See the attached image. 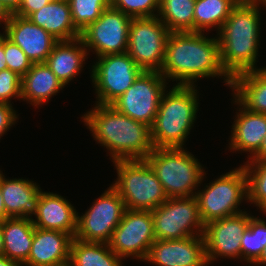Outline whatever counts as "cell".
Here are the masks:
<instances>
[{
	"mask_svg": "<svg viewBox=\"0 0 266 266\" xmlns=\"http://www.w3.org/2000/svg\"><path fill=\"white\" fill-rule=\"evenodd\" d=\"M160 73L182 86H194L196 79L216 76H224L228 86L232 83L220 60L218 38H206L199 32L170 33Z\"/></svg>",
	"mask_w": 266,
	"mask_h": 266,
	"instance_id": "6da1fadb",
	"label": "cell"
},
{
	"mask_svg": "<svg viewBox=\"0 0 266 266\" xmlns=\"http://www.w3.org/2000/svg\"><path fill=\"white\" fill-rule=\"evenodd\" d=\"M83 116L94 140L110 151L113 161L145 160L154 149L150 127L119 113L111 105L96 104Z\"/></svg>",
	"mask_w": 266,
	"mask_h": 266,
	"instance_id": "7a4b0ae2",
	"label": "cell"
},
{
	"mask_svg": "<svg viewBox=\"0 0 266 266\" xmlns=\"http://www.w3.org/2000/svg\"><path fill=\"white\" fill-rule=\"evenodd\" d=\"M259 4H237L219 30L223 69L233 78L256 70L260 35Z\"/></svg>",
	"mask_w": 266,
	"mask_h": 266,
	"instance_id": "3957f363",
	"label": "cell"
},
{
	"mask_svg": "<svg viewBox=\"0 0 266 266\" xmlns=\"http://www.w3.org/2000/svg\"><path fill=\"white\" fill-rule=\"evenodd\" d=\"M195 87L176 85L167 94L163 93L150 127L154 148L183 147L198 111Z\"/></svg>",
	"mask_w": 266,
	"mask_h": 266,
	"instance_id": "277c9868",
	"label": "cell"
},
{
	"mask_svg": "<svg viewBox=\"0 0 266 266\" xmlns=\"http://www.w3.org/2000/svg\"><path fill=\"white\" fill-rule=\"evenodd\" d=\"M168 198L195 196L204 177L203 167L183 147L154 148L145 158Z\"/></svg>",
	"mask_w": 266,
	"mask_h": 266,
	"instance_id": "5b68a950",
	"label": "cell"
},
{
	"mask_svg": "<svg viewBox=\"0 0 266 266\" xmlns=\"http://www.w3.org/2000/svg\"><path fill=\"white\" fill-rule=\"evenodd\" d=\"M113 163L118 178L112 187L123 199L126 209L152 211L168 199L146 160H117Z\"/></svg>",
	"mask_w": 266,
	"mask_h": 266,
	"instance_id": "8992f818",
	"label": "cell"
},
{
	"mask_svg": "<svg viewBox=\"0 0 266 266\" xmlns=\"http://www.w3.org/2000/svg\"><path fill=\"white\" fill-rule=\"evenodd\" d=\"M205 187L195 194L204 225L242 212L238 206L248 198L247 174L243 166L221 175Z\"/></svg>",
	"mask_w": 266,
	"mask_h": 266,
	"instance_id": "52a82bcc",
	"label": "cell"
},
{
	"mask_svg": "<svg viewBox=\"0 0 266 266\" xmlns=\"http://www.w3.org/2000/svg\"><path fill=\"white\" fill-rule=\"evenodd\" d=\"M151 213L156 240H179L204 233L205 225L195 196L168 198Z\"/></svg>",
	"mask_w": 266,
	"mask_h": 266,
	"instance_id": "ba28073f",
	"label": "cell"
},
{
	"mask_svg": "<svg viewBox=\"0 0 266 266\" xmlns=\"http://www.w3.org/2000/svg\"><path fill=\"white\" fill-rule=\"evenodd\" d=\"M170 33L158 16L132 18L127 53L143 71L160 72Z\"/></svg>",
	"mask_w": 266,
	"mask_h": 266,
	"instance_id": "9c48e42d",
	"label": "cell"
},
{
	"mask_svg": "<svg viewBox=\"0 0 266 266\" xmlns=\"http://www.w3.org/2000/svg\"><path fill=\"white\" fill-rule=\"evenodd\" d=\"M92 68L91 79L99 105H111L143 72L127 52L99 56Z\"/></svg>",
	"mask_w": 266,
	"mask_h": 266,
	"instance_id": "30bf717a",
	"label": "cell"
},
{
	"mask_svg": "<svg viewBox=\"0 0 266 266\" xmlns=\"http://www.w3.org/2000/svg\"><path fill=\"white\" fill-rule=\"evenodd\" d=\"M165 81L160 72L143 71L111 106L119 113L151 127L166 91Z\"/></svg>",
	"mask_w": 266,
	"mask_h": 266,
	"instance_id": "8fae6325",
	"label": "cell"
},
{
	"mask_svg": "<svg viewBox=\"0 0 266 266\" xmlns=\"http://www.w3.org/2000/svg\"><path fill=\"white\" fill-rule=\"evenodd\" d=\"M126 210L118 192L110 186L83 214L77 215L76 239L108 243Z\"/></svg>",
	"mask_w": 266,
	"mask_h": 266,
	"instance_id": "7c38bea8",
	"label": "cell"
},
{
	"mask_svg": "<svg viewBox=\"0 0 266 266\" xmlns=\"http://www.w3.org/2000/svg\"><path fill=\"white\" fill-rule=\"evenodd\" d=\"M155 240L151 211L126 209L108 245L122 259L132 256L145 261Z\"/></svg>",
	"mask_w": 266,
	"mask_h": 266,
	"instance_id": "4fadbf2b",
	"label": "cell"
},
{
	"mask_svg": "<svg viewBox=\"0 0 266 266\" xmlns=\"http://www.w3.org/2000/svg\"><path fill=\"white\" fill-rule=\"evenodd\" d=\"M131 21L130 16L109 6L81 32L85 48L94 49L98 57L126 53Z\"/></svg>",
	"mask_w": 266,
	"mask_h": 266,
	"instance_id": "5bb4252c",
	"label": "cell"
},
{
	"mask_svg": "<svg viewBox=\"0 0 266 266\" xmlns=\"http://www.w3.org/2000/svg\"><path fill=\"white\" fill-rule=\"evenodd\" d=\"M252 216L245 211L205 225L203 237L207 263L218 256L241 258V239ZM240 256V257H239Z\"/></svg>",
	"mask_w": 266,
	"mask_h": 266,
	"instance_id": "9a60e30c",
	"label": "cell"
},
{
	"mask_svg": "<svg viewBox=\"0 0 266 266\" xmlns=\"http://www.w3.org/2000/svg\"><path fill=\"white\" fill-rule=\"evenodd\" d=\"M145 261L158 266H207L204 237L155 240Z\"/></svg>",
	"mask_w": 266,
	"mask_h": 266,
	"instance_id": "2e32d148",
	"label": "cell"
},
{
	"mask_svg": "<svg viewBox=\"0 0 266 266\" xmlns=\"http://www.w3.org/2000/svg\"><path fill=\"white\" fill-rule=\"evenodd\" d=\"M3 29L5 36L23 50L32 64L46 62L58 42L43 28L33 24L29 18L15 14H11Z\"/></svg>",
	"mask_w": 266,
	"mask_h": 266,
	"instance_id": "e0dca14e",
	"label": "cell"
},
{
	"mask_svg": "<svg viewBox=\"0 0 266 266\" xmlns=\"http://www.w3.org/2000/svg\"><path fill=\"white\" fill-rule=\"evenodd\" d=\"M73 236L58 230L35 227L25 266H63L69 264Z\"/></svg>",
	"mask_w": 266,
	"mask_h": 266,
	"instance_id": "ac0fdd59",
	"label": "cell"
},
{
	"mask_svg": "<svg viewBox=\"0 0 266 266\" xmlns=\"http://www.w3.org/2000/svg\"><path fill=\"white\" fill-rule=\"evenodd\" d=\"M77 215L71 203L62 196L40 191L35 215L37 219H32V222L37 228L67 232L75 237Z\"/></svg>",
	"mask_w": 266,
	"mask_h": 266,
	"instance_id": "d6986e66",
	"label": "cell"
},
{
	"mask_svg": "<svg viewBox=\"0 0 266 266\" xmlns=\"http://www.w3.org/2000/svg\"><path fill=\"white\" fill-rule=\"evenodd\" d=\"M1 192L8 218H29L37 214L40 187L26 179H6L0 171ZM30 215V216H29Z\"/></svg>",
	"mask_w": 266,
	"mask_h": 266,
	"instance_id": "ffe728a7",
	"label": "cell"
},
{
	"mask_svg": "<svg viewBox=\"0 0 266 266\" xmlns=\"http://www.w3.org/2000/svg\"><path fill=\"white\" fill-rule=\"evenodd\" d=\"M240 105L233 131L231 130L230 149L233 151L250 152L253 157L260 149L266 136V114L252 112ZM242 108V109H241Z\"/></svg>",
	"mask_w": 266,
	"mask_h": 266,
	"instance_id": "44dd1931",
	"label": "cell"
},
{
	"mask_svg": "<svg viewBox=\"0 0 266 266\" xmlns=\"http://www.w3.org/2000/svg\"><path fill=\"white\" fill-rule=\"evenodd\" d=\"M30 21L43 28L58 41H68L81 37L75 27L67 0H54L32 13Z\"/></svg>",
	"mask_w": 266,
	"mask_h": 266,
	"instance_id": "7402d4cb",
	"label": "cell"
},
{
	"mask_svg": "<svg viewBox=\"0 0 266 266\" xmlns=\"http://www.w3.org/2000/svg\"><path fill=\"white\" fill-rule=\"evenodd\" d=\"M87 50L81 37L58 41L45 63L65 86L83 67V61L85 62L89 53Z\"/></svg>",
	"mask_w": 266,
	"mask_h": 266,
	"instance_id": "603a6c76",
	"label": "cell"
},
{
	"mask_svg": "<svg viewBox=\"0 0 266 266\" xmlns=\"http://www.w3.org/2000/svg\"><path fill=\"white\" fill-rule=\"evenodd\" d=\"M64 87L45 62L35 63L21 78V99L41 105Z\"/></svg>",
	"mask_w": 266,
	"mask_h": 266,
	"instance_id": "cb8c5ba5",
	"label": "cell"
},
{
	"mask_svg": "<svg viewBox=\"0 0 266 266\" xmlns=\"http://www.w3.org/2000/svg\"><path fill=\"white\" fill-rule=\"evenodd\" d=\"M230 87L244 108L266 114V67L234 76Z\"/></svg>",
	"mask_w": 266,
	"mask_h": 266,
	"instance_id": "d4e9b609",
	"label": "cell"
},
{
	"mask_svg": "<svg viewBox=\"0 0 266 266\" xmlns=\"http://www.w3.org/2000/svg\"><path fill=\"white\" fill-rule=\"evenodd\" d=\"M34 229L32 219L29 218H8L2 221L3 256L23 265L30 253Z\"/></svg>",
	"mask_w": 266,
	"mask_h": 266,
	"instance_id": "484cf974",
	"label": "cell"
},
{
	"mask_svg": "<svg viewBox=\"0 0 266 266\" xmlns=\"http://www.w3.org/2000/svg\"><path fill=\"white\" fill-rule=\"evenodd\" d=\"M120 258L108 243L85 242L73 238L69 266H122Z\"/></svg>",
	"mask_w": 266,
	"mask_h": 266,
	"instance_id": "4316f807",
	"label": "cell"
},
{
	"mask_svg": "<svg viewBox=\"0 0 266 266\" xmlns=\"http://www.w3.org/2000/svg\"><path fill=\"white\" fill-rule=\"evenodd\" d=\"M195 1L160 0L157 16L170 32H194Z\"/></svg>",
	"mask_w": 266,
	"mask_h": 266,
	"instance_id": "83f0119b",
	"label": "cell"
},
{
	"mask_svg": "<svg viewBox=\"0 0 266 266\" xmlns=\"http://www.w3.org/2000/svg\"><path fill=\"white\" fill-rule=\"evenodd\" d=\"M237 5L234 0H196L194 8V32L202 33L217 26L218 32Z\"/></svg>",
	"mask_w": 266,
	"mask_h": 266,
	"instance_id": "f1b7e54d",
	"label": "cell"
},
{
	"mask_svg": "<svg viewBox=\"0 0 266 266\" xmlns=\"http://www.w3.org/2000/svg\"><path fill=\"white\" fill-rule=\"evenodd\" d=\"M243 167L247 174V200L266 214V160H251Z\"/></svg>",
	"mask_w": 266,
	"mask_h": 266,
	"instance_id": "f546056e",
	"label": "cell"
},
{
	"mask_svg": "<svg viewBox=\"0 0 266 266\" xmlns=\"http://www.w3.org/2000/svg\"><path fill=\"white\" fill-rule=\"evenodd\" d=\"M266 246V222L252 216L249 225L241 239V257L254 263Z\"/></svg>",
	"mask_w": 266,
	"mask_h": 266,
	"instance_id": "4dcf8cb0",
	"label": "cell"
},
{
	"mask_svg": "<svg viewBox=\"0 0 266 266\" xmlns=\"http://www.w3.org/2000/svg\"><path fill=\"white\" fill-rule=\"evenodd\" d=\"M75 27L82 32L110 6V0H68Z\"/></svg>",
	"mask_w": 266,
	"mask_h": 266,
	"instance_id": "1f68e13d",
	"label": "cell"
},
{
	"mask_svg": "<svg viewBox=\"0 0 266 266\" xmlns=\"http://www.w3.org/2000/svg\"><path fill=\"white\" fill-rule=\"evenodd\" d=\"M160 0H110V6L131 18L155 17ZM157 8V9H156ZM157 11L156 14L154 12Z\"/></svg>",
	"mask_w": 266,
	"mask_h": 266,
	"instance_id": "d6a6232c",
	"label": "cell"
},
{
	"mask_svg": "<svg viewBox=\"0 0 266 266\" xmlns=\"http://www.w3.org/2000/svg\"><path fill=\"white\" fill-rule=\"evenodd\" d=\"M4 53L7 68L21 78L31 69L32 62L23 50L4 35Z\"/></svg>",
	"mask_w": 266,
	"mask_h": 266,
	"instance_id": "836d02e7",
	"label": "cell"
},
{
	"mask_svg": "<svg viewBox=\"0 0 266 266\" xmlns=\"http://www.w3.org/2000/svg\"><path fill=\"white\" fill-rule=\"evenodd\" d=\"M13 97L21 98V77L7 68L0 71V103L12 105Z\"/></svg>",
	"mask_w": 266,
	"mask_h": 266,
	"instance_id": "e575fe53",
	"label": "cell"
},
{
	"mask_svg": "<svg viewBox=\"0 0 266 266\" xmlns=\"http://www.w3.org/2000/svg\"><path fill=\"white\" fill-rule=\"evenodd\" d=\"M17 115L12 105L0 103V137L15 124Z\"/></svg>",
	"mask_w": 266,
	"mask_h": 266,
	"instance_id": "d590c367",
	"label": "cell"
},
{
	"mask_svg": "<svg viewBox=\"0 0 266 266\" xmlns=\"http://www.w3.org/2000/svg\"><path fill=\"white\" fill-rule=\"evenodd\" d=\"M54 0H22L19 9L14 13L17 16L28 18L32 13L41 9Z\"/></svg>",
	"mask_w": 266,
	"mask_h": 266,
	"instance_id": "8d00e7d4",
	"label": "cell"
},
{
	"mask_svg": "<svg viewBox=\"0 0 266 266\" xmlns=\"http://www.w3.org/2000/svg\"><path fill=\"white\" fill-rule=\"evenodd\" d=\"M10 14H14L20 7L22 0H0Z\"/></svg>",
	"mask_w": 266,
	"mask_h": 266,
	"instance_id": "74e56055",
	"label": "cell"
},
{
	"mask_svg": "<svg viewBox=\"0 0 266 266\" xmlns=\"http://www.w3.org/2000/svg\"><path fill=\"white\" fill-rule=\"evenodd\" d=\"M7 69V63L4 53V34L0 35V71Z\"/></svg>",
	"mask_w": 266,
	"mask_h": 266,
	"instance_id": "f35d334b",
	"label": "cell"
},
{
	"mask_svg": "<svg viewBox=\"0 0 266 266\" xmlns=\"http://www.w3.org/2000/svg\"><path fill=\"white\" fill-rule=\"evenodd\" d=\"M250 159L251 160H266V136L264 137L263 143L259 151Z\"/></svg>",
	"mask_w": 266,
	"mask_h": 266,
	"instance_id": "ab89813d",
	"label": "cell"
},
{
	"mask_svg": "<svg viewBox=\"0 0 266 266\" xmlns=\"http://www.w3.org/2000/svg\"><path fill=\"white\" fill-rule=\"evenodd\" d=\"M11 14L7 11V9L1 4L0 2V25L1 22L4 23V27L6 23L8 22Z\"/></svg>",
	"mask_w": 266,
	"mask_h": 266,
	"instance_id": "60d3db41",
	"label": "cell"
},
{
	"mask_svg": "<svg viewBox=\"0 0 266 266\" xmlns=\"http://www.w3.org/2000/svg\"><path fill=\"white\" fill-rule=\"evenodd\" d=\"M0 266H23L21 263L10 260L6 256H0Z\"/></svg>",
	"mask_w": 266,
	"mask_h": 266,
	"instance_id": "b9f144b4",
	"label": "cell"
},
{
	"mask_svg": "<svg viewBox=\"0 0 266 266\" xmlns=\"http://www.w3.org/2000/svg\"><path fill=\"white\" fill-rule=\"evenodd\" d=\"M5 219H7V213H6V208L4 205L3 198H2L1 183H0V221H4Z\"/></svg>",
	"mask_w": 266,
	"mask_h": 266,
	"instance_id": "7bdbcfd3",
	"label": "cell"
},
{
	"mask_svg": "<svg viewBox=\"0 0 266 266\" xmlns=\"http://www.w3.org/2000/svg\"><path fill=\"white\" fill-rule=\"evenodd\" d=\"M253 264H258V265L266 264V246L262 250L260 257Z\"/></svg>",
	"mask_w": 266,
	"mask_h": 266,
	"instance_id": "ee69618b",
	"label": "cell"
},
{
	"mask_svg": "<svg viewBox=\"0 0 266 266\" xmlns=\"http://www.w3.org/2000/svg\"><path fill=\"white\" fill-rule=\"evenodd\" d=\"M237 4H262L263 0H234Z\"/></svg>",
	"mask_w": 266,
	"mask_h": 266,
	"instance_id": "f6af8a7d",
	"label": "cell"
},
{
	"mask_svg": "<svg viewBox=\"0 0 266 266\" xmlns=\"http://www.w3.org/2000/svg\"><path fill=\"white\" fill-rule=\"evenodd\" d=\"M4 254V242H3V233H2V221H0V256Z\"/></svg>",
	"mask_w": 266,
	"mask_h": 266,
	"instance_id": "bcb514c9",
	"label": "cell"
},
{
	"mask_svg": "<svg viewBox=\"0 0 266 266\" xmlns=\"http://www.w3.org/2000/svg\"><path fill=\"white\" fill-rule=\"evenodd\" d=\"M262 4L266 7V0H263Z\"/></svg>",
	"mask_w": 266,
	"mask_h": 266,
	"instance_id": "7dc6e473",
	"label": "cell"
}]
</instances>
